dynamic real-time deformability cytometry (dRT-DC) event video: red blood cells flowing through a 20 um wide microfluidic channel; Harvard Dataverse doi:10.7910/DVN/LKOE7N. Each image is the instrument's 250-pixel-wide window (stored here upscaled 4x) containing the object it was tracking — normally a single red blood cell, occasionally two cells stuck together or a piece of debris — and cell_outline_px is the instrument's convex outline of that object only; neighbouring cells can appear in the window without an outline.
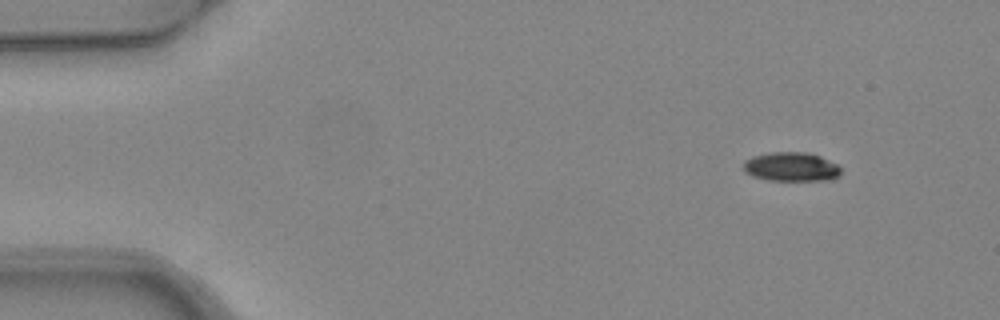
{"species": "common noctule bat (a hibernating species)", "species_latin": "Nyctalus noctula", "temperature_condition": "warm", "stored_images_in_passage": 6, "camera_frame_rate_fps": 3000, "um_per_image_px": 0.085, "animal": {"sex": "female", "body_mass_g": 24.6, "forearm_length_mm": 56.2}, "frame": {"image": 1, "passage_image": 1, "time_ms": 0.0, "image_size_px": [1000, 320], "cell_outline_px": [[840, 176], [832, 180], [768, 180], [752, 176], [744, 172], [744, 160], [752, 156], [772, 152], [808, 152], [820, 156], [836, 164], [840, 168]], "centroid_in_image_um": [67.25, 14.18], "position_along_channel_um": 17.8, "area_um2": 16.59}}
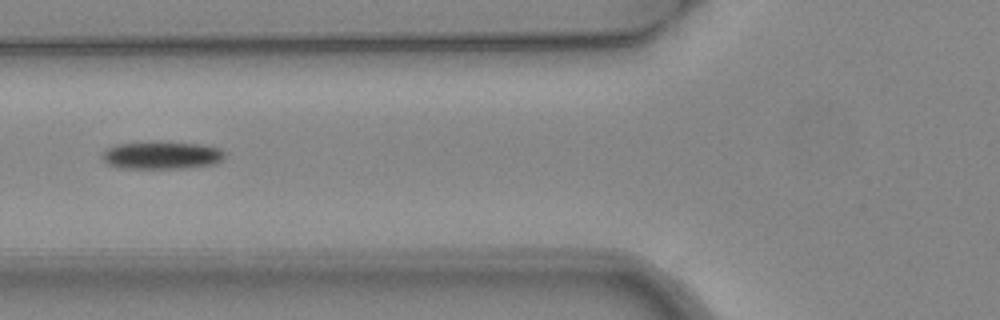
{"frame": {"image": 2, "passage_image": 5, "time_ms": 1.333, "image_size_px": [1000, 320], "cell_outline_px": [[224, 156], [216, 164], [184, 168], [120, 168], [108, 164], [100, 156], [104, 148], [116, 144], [156, 140], [200, 144], [220, 148], [224, 152]], "centroid_in_image_um": [13.69, 13.17], "position_along_channel_um": 112.1, "area_um2": 20.29}}
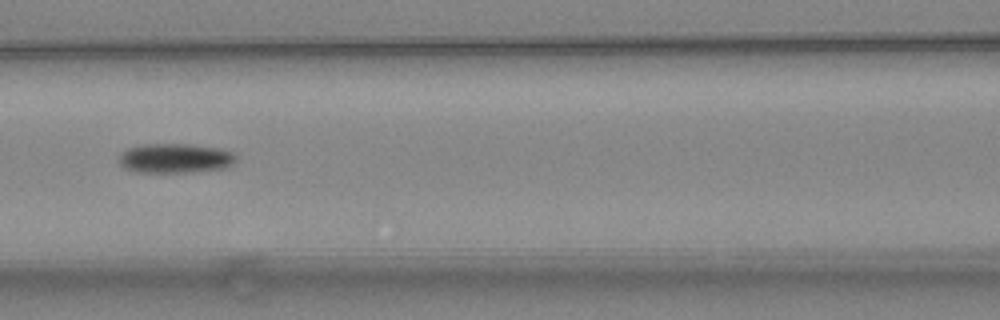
{"frame": {"image": 3, "passage_image": 6, "time_ms": 1.667, "image_size_px": [1000, 320], "cell_outline_px": [[236, 160], [224, 168], [184, 172], [136, 172], [124, 168], [120, 164], [120, 152], [128, 148], [140, 144], [188, 144], [224, 148], [232, 152], [236, 156]], "centroid_in_image_um": [14.87, 13.43], "position_along_channel_um": 151.7, "area_um2": 20.17}}